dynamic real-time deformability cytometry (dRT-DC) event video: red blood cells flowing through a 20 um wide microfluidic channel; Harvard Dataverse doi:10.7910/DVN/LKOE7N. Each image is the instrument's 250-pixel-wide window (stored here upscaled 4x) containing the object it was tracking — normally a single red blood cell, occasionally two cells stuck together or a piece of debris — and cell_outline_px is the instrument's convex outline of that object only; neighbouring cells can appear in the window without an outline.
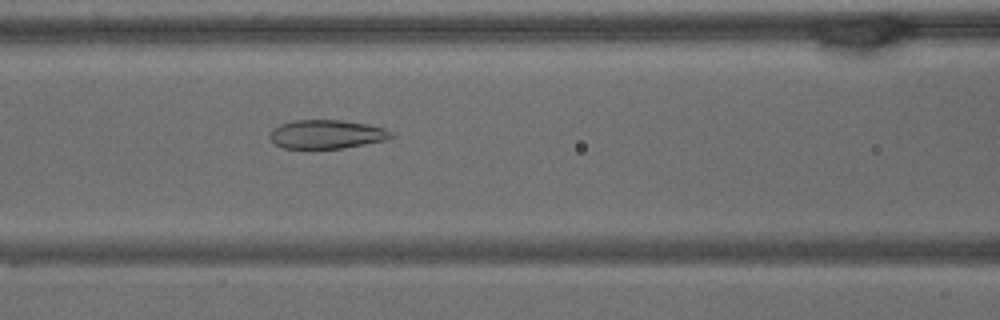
{"species": "common noctule bat (a hibernating species)", "species_latin": "Nyctalus noctula", "temperature_condition": "warm", "stored_images_in_passage": 65, "camera_frame_rate_fps": 3000, "um_per_image_px": 0.085, "animal": {"sex": "male", "body_mass_g": 15.6}, "frame": {"image": 1, "passage_image": 27, "time_ms": 8.667, "image_size_px": [1000, 320], "cell_outline_px": [[396, 136], [388, 140], [344, 148], [284, 148], [276, 144], [268, 136], [280, 124], [292, 120], [340, 120], [368, 124], [384, 128], [392, 132]], "centroid_in_image_um": [27.83, 11.41], "position_along_channel_um": 138.8, "area_um2": 20.35}}
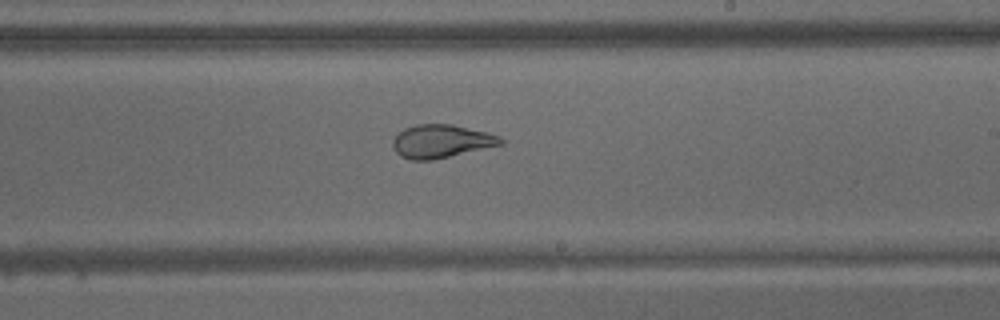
{"frame": {"image": 2, "passage_image": 38, "time_ms": 12.333, "image_size_px": [1000, 320], "cell_outline_px": [[504, 144], [432, 160], [412, 160], [400, 156], [396, 152], [392, 144], [392, 140], [404, 128], [416, 124], [452, 124], [488, 132], [500, 136], [504, 140]], "centroid_in_image_um": [37.52, 12.0], "position_along_channel_um": 251.5, "area_um2": 20.92}}
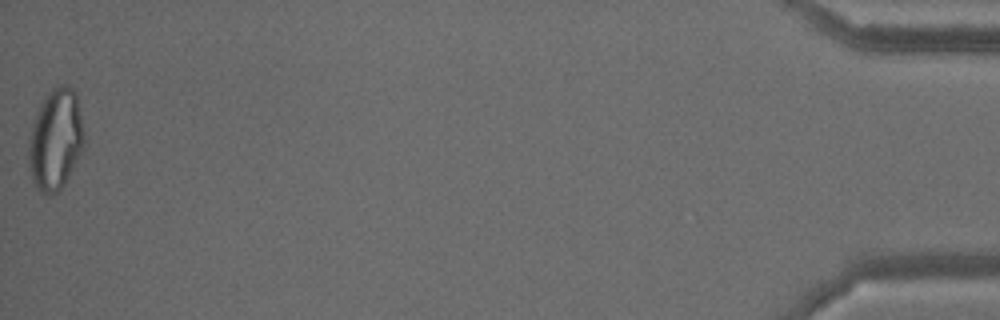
{"frame": {"image": 3, "passage_image": 65, "time_ms": 21.333, "image_size_px": [1000, 320], "cell_outline_px": [[84, 148], [64, 184], [52, 196], [48, 196], [40, 192], [36, 188], [32, 180], [28, 168], [28, 140], [32, 120], [44, 96], [52, 88], [60, 84], [68, 84], [76, 92], [84, 136]], "centroid_in_image_um": [4.69, 11.86], "position_along_channel_um": 430.5, "area_um2": 33.23}, "authors_computed_cell_mechanics": {"area_um2": 26.9926, "velocity_mm_per_s": 3.0777, "shape_relaxation_time_tau1_ms": null, "shape_relaxation_time_tau2_ms": 1.7203, "deformation_change_tau1": null, "deformation_change_tau2": 0.0848}}